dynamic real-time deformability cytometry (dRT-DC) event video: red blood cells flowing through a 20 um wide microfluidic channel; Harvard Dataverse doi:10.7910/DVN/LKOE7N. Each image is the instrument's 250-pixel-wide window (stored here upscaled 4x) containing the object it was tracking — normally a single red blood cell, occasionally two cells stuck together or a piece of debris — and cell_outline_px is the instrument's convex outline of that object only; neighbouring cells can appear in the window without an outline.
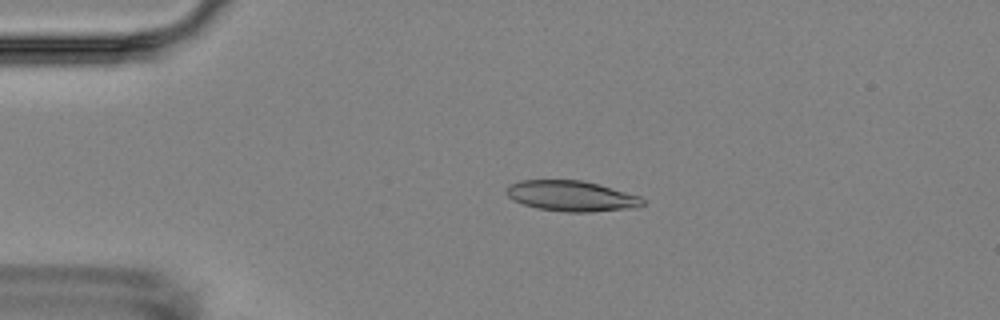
{"species": "Egyptian fruit bat (a non-hibernating species)", "species_latin": "Rousettus aegyptiacus", "temperature_condition": "room temperature", "stored_images_in_passage": 4, "camera_frame_rate_fps": 3000, "um_per_image_px": 0.085, "animal": {"sex": "female"}, "frame": {"image": 1, "passage_image": 3, "time_ms": 3.0, "image_size_px": [1000, 320], "cell_outline_px": [[644, 204], [640, 208], [592, 212], [564, 212], [536, 208], [512, 200], [504, 192], [504, 188], [508, 184], [520, 180], [580, 180], [612, 188], [640, 196], [644, 200]], "centroid_in_image_um": [48.55, 16.67], "position_along_channel_um": 36.5, "area_um2": 24.57}}